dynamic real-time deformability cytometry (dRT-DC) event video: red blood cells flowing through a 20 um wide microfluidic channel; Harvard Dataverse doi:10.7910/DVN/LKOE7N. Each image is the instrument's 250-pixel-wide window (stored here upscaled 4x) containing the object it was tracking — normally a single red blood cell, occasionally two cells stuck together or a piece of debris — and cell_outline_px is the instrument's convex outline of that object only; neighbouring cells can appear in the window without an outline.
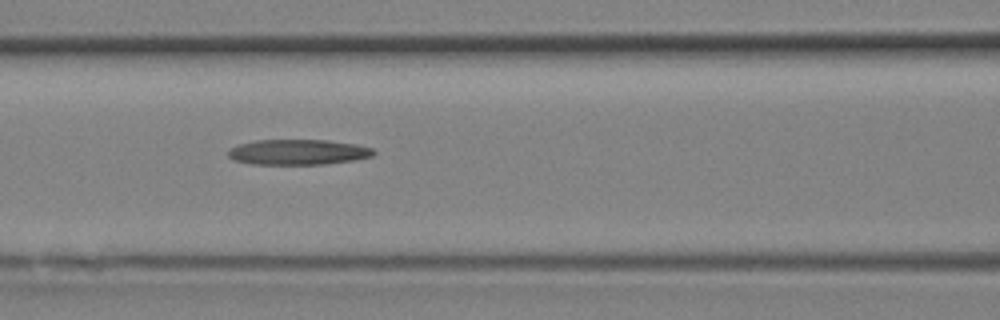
{"species": "Egyptian fruit bat (a non-hibernating species)", "species_latin": "Rousettus aegyptiacus", "temperature_condition": "room temperature", "stored_images_in_passage": 18, "camera_frame_rate_fps": 3000, "um_per_image_px": 0.085, "animal": {"sex": "female"}, "frame": {"image": 1, "passage_image": 11, "time_ms": 3.333, "image_size_px": [1000, 320], "cell_outline_px": [[376, 152], [372, 156], [356, 160], [324, 164], [252, 164], [236, 160], [228, 156], [228, 148], [240, 144], [256, 140], [328, 140], [356, 144], [372, 148]], "centroid_in_image_um": [25.35, 12.92], "position_along_channel_um": 141.2, "area_um2": 21.5}}
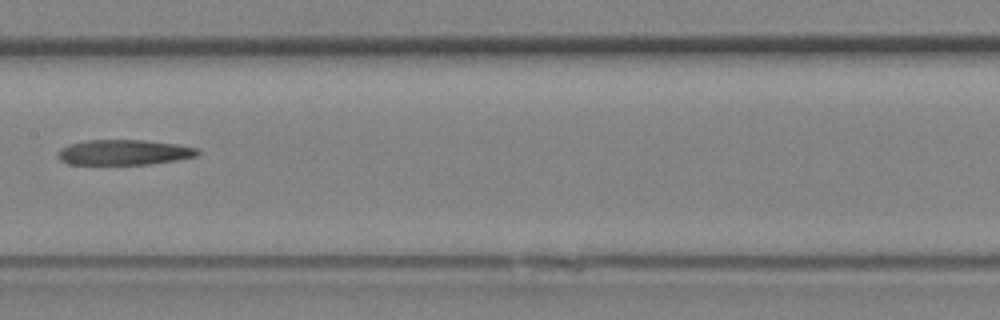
{"frame": {"image": 2, "passage_image": 13, "time_ms": 4.0, "image_size_px": [1000, 320], "cell_outline_px": [[200, 152], [196, 156], [176, 160], [148, 164], [68, 164], [60, 160], [56, 156], [56, 152], [60, 148], [68, 144], [88, 140], [144, 140], [176, 144], [196, 148]], "centroid_in_image_um": [10.47, 12.94], "position_along_channel_um": 196.9, "area_um2": 20.58}}